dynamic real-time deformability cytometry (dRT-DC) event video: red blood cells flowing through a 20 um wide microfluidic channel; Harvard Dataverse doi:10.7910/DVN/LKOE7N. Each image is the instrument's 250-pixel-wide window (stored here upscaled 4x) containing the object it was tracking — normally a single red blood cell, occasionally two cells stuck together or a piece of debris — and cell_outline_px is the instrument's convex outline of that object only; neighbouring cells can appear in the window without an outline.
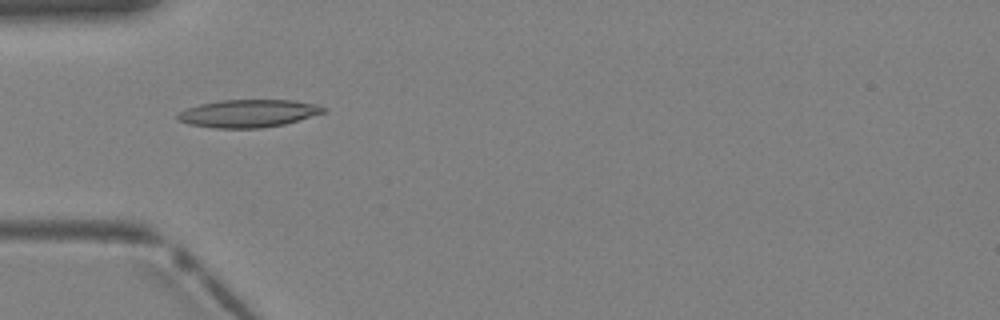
{"species": "Egyptian fruit bat (a non-hibernating species)", "species_latin": "Rousettus aegyptiacus", "temperature_condition": "warm", "stored_images_in_passage": 3, "camera_frame_rate_fps": 3000, "um_per_image_px": 0.085, "animal": {"sex": "female"}, "frame": {"image": 1, "passage_image": 3, "time_ms": 0.667, "image_size_px": [1000, 320], "cell_outline_px": [[328, 112], [284, 124], [260, 128], [216, 128], [188, 124], [176, 120], [176, 116], [180, 112], [188, 108], [200, 104], [220, 100], [292, 100], [316, 104], [328, 108]], "centroid_in_image_um": [21.14, 9.64], "position_along_channel_um": 63.9, "area_um2": 23.64}}